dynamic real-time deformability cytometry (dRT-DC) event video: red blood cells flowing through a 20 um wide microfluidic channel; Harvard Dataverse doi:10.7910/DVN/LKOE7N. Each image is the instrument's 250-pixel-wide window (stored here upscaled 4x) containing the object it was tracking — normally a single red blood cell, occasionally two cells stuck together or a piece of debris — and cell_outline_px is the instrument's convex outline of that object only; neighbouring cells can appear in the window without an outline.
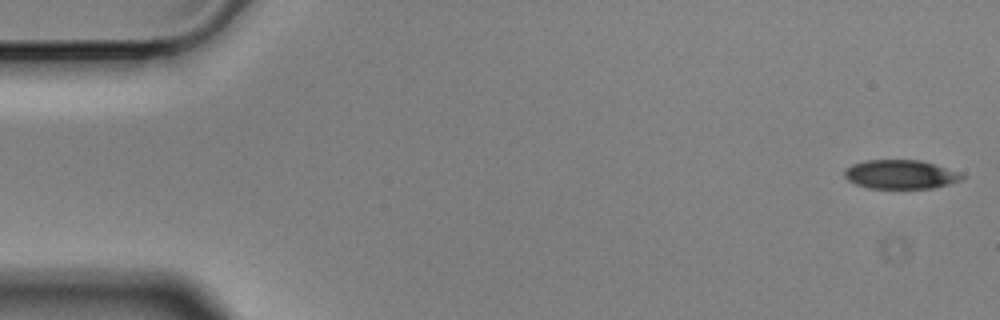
{"species": "Egyptian fruit bat (a non-hibernating species)", "species_latin": "Rousettus aegyptiacus", "temperature_condition": "cold", "stored_images_in_passage": 4, "camera_frame_rate_fps": 3000, "um_per_image_px": 0.085, "animal": {"sex": "male"}, "frame": {"image": 1, "passage_image": 1, "time_ms": 0.0, "image_size_px": [1000, 320], "cell_outline_px": [[964, 176], [960, 180], [948, 184], [932, 188], [868, 188], [856, 184], [848, 180], [844, 176], [844, 172], [852, 164], [864, 160], [920, 160], [960, 172]], "centroid_in_image_um": [76.53, 14.82], "position_along_channel_um": 8.5, "area_um2": 19.65}}
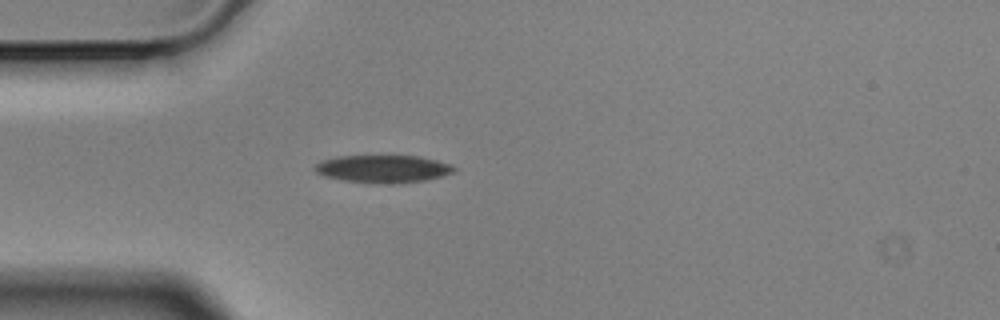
{"frame": {"image": 2, "passage_image": 4, "time_ms": 1.0, "image_size_px": [1000, 320], "cell_outline_px": [[456, 172], [424, 180], [392, 184], [388, 184], [344, 180], [324, 176], [316, 172], [316, 164], [324, 160], [340, 156], [420, 156], [452, 164], [456, 168]], "centroid_in_image_um": [32.62, 14.35], "position_along_channel_um": 52.4, "area_um2": 22.14}}